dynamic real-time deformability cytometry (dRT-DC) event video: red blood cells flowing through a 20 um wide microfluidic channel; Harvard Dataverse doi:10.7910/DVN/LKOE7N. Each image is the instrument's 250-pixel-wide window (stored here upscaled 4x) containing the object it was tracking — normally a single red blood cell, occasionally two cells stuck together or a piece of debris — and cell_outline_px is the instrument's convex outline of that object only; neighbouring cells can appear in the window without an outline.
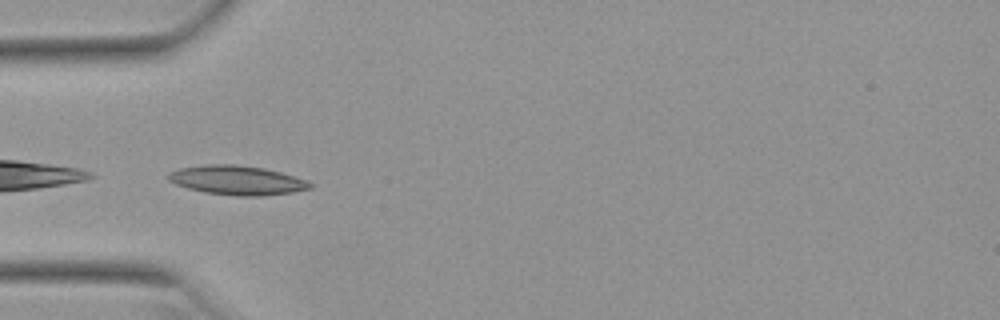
{"species": "Egyptian fruit bat (a non-hibernating species)", "species_latin": "Rousettus aegyptiacus", "temperature_condition": "warm", "stored_images_in_passage": 22, "camera_frame_rate_fps": 3000, "um_per_image_px": 0.085, "animal": {"sex": "female"}, "frame": {"image": 1, "passage_image": 1, "time_ms": 0.0, "image_size_px": [1000, 320], "cell_outline_px": [[316, 184], [312, 188], [292, 192], [260, 196], [236, 196], [204, 192], [188, 188], [176, 184], [168, 180], [168, 172], [180, 168], [208, 164], [236, 164], [264, 168], [280, 172], [308, 180]], "centroid_in_image_um": [20.18, 15.32], "position_along_channel_um": 64.8, "area_um2": 24.28}}
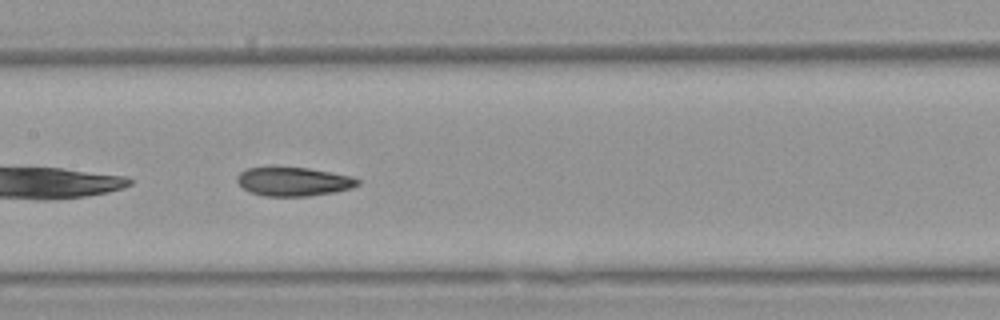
{"frame": {"image": 2, "passage_image": 10, "time_ms": 3.0, "image_size_px": [1000, 320], "cell_outline_px": [[360, 184], [352, 188], [336, 192], [308, 196], [264, 196], [248, 192], [236, 180], [236, 176], [240, 172], [248, 168], [308, 168], [352, 176], [360, 180]], "centroid_in_image_um": [24.97, 15.45], "position_along_channel_um": 182.4, "area_um2": 20.17}}
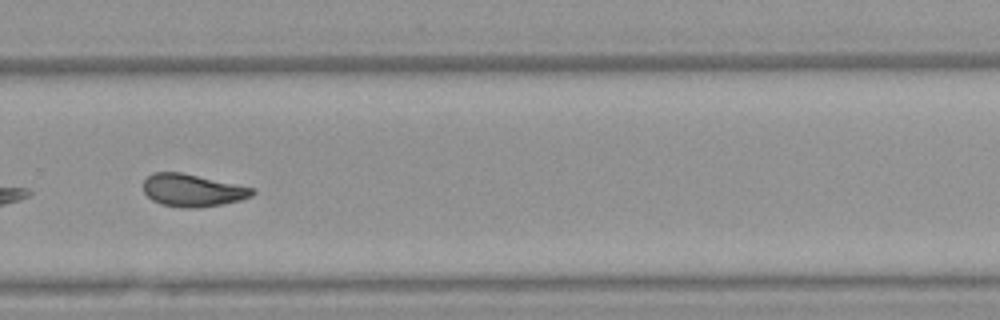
{"frame": {"image": 3, "passage_image": 20, "time_ms": 6.333, "image_size_px": [1000, 320], "cell_outline_px": [[256, 192], [252, 196], [240, 200], [220, 204], [196, 208], [184, 208], [160, 204], [152, 200], [144, 192], [144, 180], [152, 172], [180, 172], [256, 188]], "centroid_in_image_um": [16.37, 16.17], "position_along_channel_um": 313.4, "area_um2": 20.63}}